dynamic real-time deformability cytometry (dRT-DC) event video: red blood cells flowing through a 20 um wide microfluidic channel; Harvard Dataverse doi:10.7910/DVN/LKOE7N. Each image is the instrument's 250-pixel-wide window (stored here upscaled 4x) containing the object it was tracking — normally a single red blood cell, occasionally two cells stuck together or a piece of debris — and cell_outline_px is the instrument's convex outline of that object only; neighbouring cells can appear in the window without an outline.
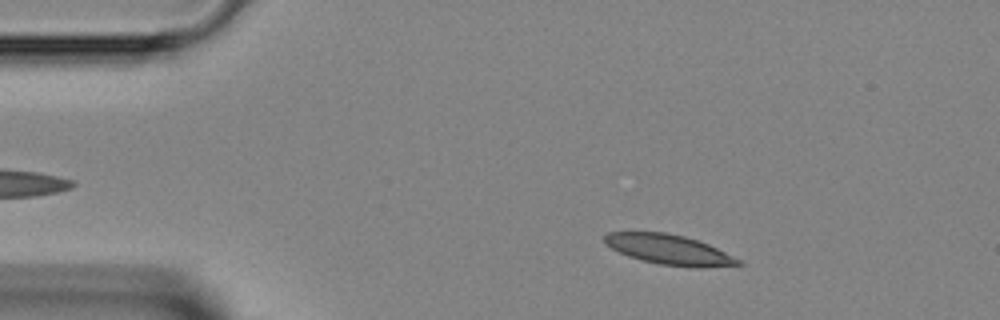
{"species": "Egyptian fruit bat (a non-hibernating species)", "species_latin": "Rousettus aegyptiacus", "temperature_condition": "room temperature", "stored_images_in_passage": 43, "camera_frame_rate_fps": 3000, "um_per_image_px": 0.085, "animal": {"sex": "female"}, "frame": {"image": 1, "passage_image": 5, "time_ms": 1.333, "image_size_px": [1000, 320], "cell_outline_px": [[744, 264], [700, 268], [696, 268], [660, 264], [640, 260], [628, 256], [604, 244], [604, 236], [608, 232], [664, 232], [684, 236], [700, 240], [740, 260]], "centroid_in_image_um": [56.85, 21.21], "position_along_channel_um": 28.1, "area_um2": 23.29}}
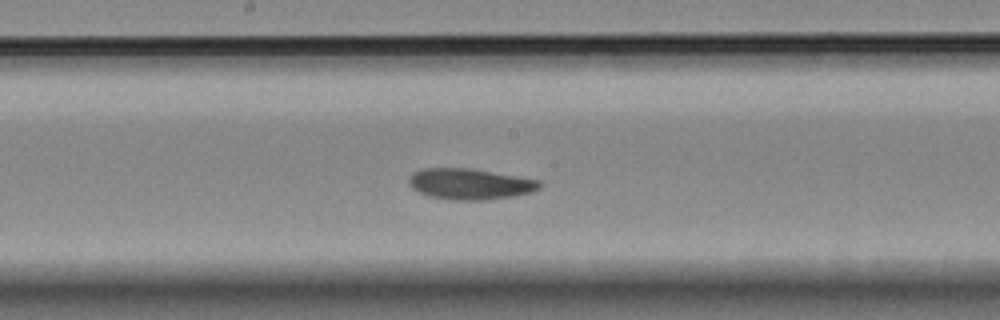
{"frame": {"image": 2, "passage_image": 21, "time_ms": 6.667, "image_size_px": [1000, 320], "cell_outline_px": [[540, 188], [532, 192], [512, 196], [488, 200], [452, 200], [428, 196], [412, 188], [408, 184], [408, 180], [416, 172], [424, 168], [472, 168], [540, 180]], "centroid_in_image_um": [39.96, 15.64], "position_along_channel_um": 208.2, "area_um2": 23.52}}
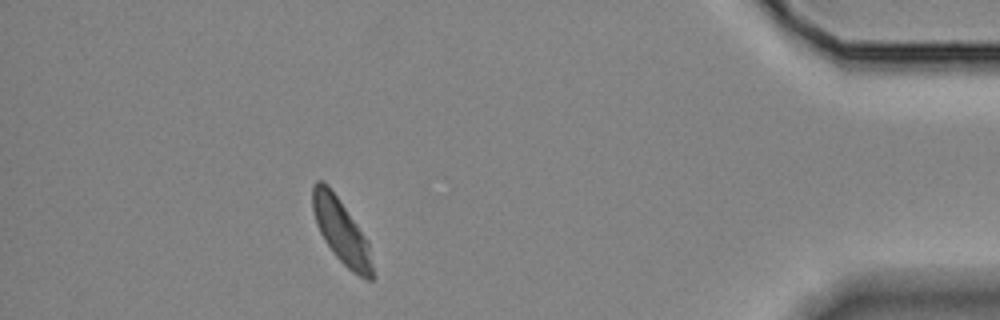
{"frame": {"image": 3, "passage_image": 38, "time_ms": 12.333, "image_size_px": [1000, 320], "cell_outline_px": [[376, 276], [372, 280], [368, 280], [352, 272], [332, 252], [324, 240], [316, 224], [312, 208], [312, 184], [316, 180], [324, 180], [328, 184], [368, 240]], "centroid_in_image_um": [29.02, 19.67], "position_along_channel_um": 406.2, "area_um2": 22.66}}